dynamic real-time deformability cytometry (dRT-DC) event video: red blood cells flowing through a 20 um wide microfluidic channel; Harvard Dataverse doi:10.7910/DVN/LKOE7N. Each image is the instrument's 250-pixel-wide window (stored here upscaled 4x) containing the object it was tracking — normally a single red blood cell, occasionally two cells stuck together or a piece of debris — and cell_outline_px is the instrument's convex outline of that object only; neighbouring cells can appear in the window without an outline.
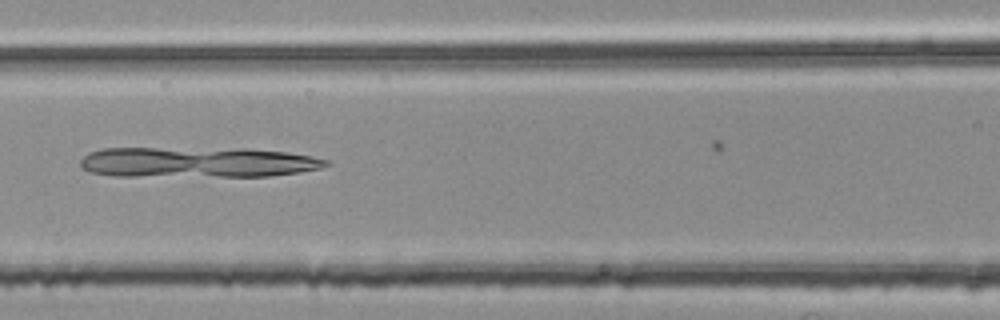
{"species": "common noctule bat (a hibernating species)", "species_latin": "Nyctalus noctula", "temperature_condition": "room temperature", "stored_images_in_passage": 30, "camera_frame_rate_fps": 3000, "um_per_image_px": 0.085, "animal": {"sex": "female", "body_mass_g": 25.1}, "frame": {"image": 1, "passage_image": 10, "time_ms": 3.0, "image_size_px": [1000, 320], "cell_outline_px": [[332, 164], [320, 168], [300, 172], [268, 176], [112, 176], [88, 172], [80, 168], [80, 160], [88, 152], [100, 148], [248, 148], [288, 152], [312, 156], [328, 160]], "centroid_in_image_um": [16.75, 13.78], "position_along_channel_um": 149.9, "area_um2": 44.27}}
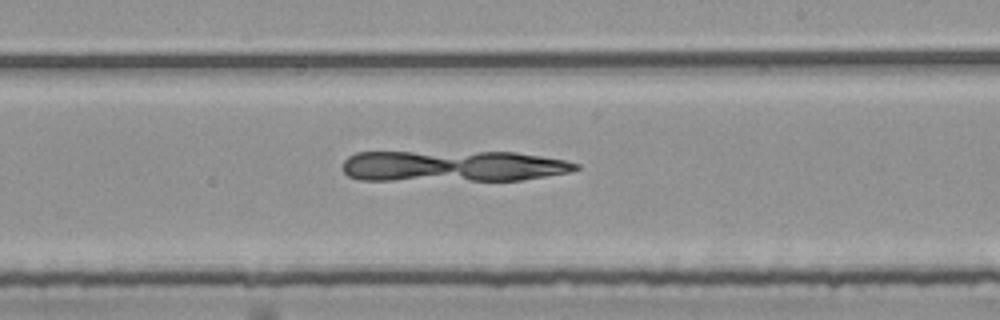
{"frame": {"image": 2, "passage_image": 18, "time_ms": 5.667, "image_size_px": [1000, 320], "cell_outline_px": [[580, 168], [568, 172], [520, 180], [360, 180], [348, 176], [344, 172], [344, 160], [348, 156], [356, 152], [516, 152], [564, 160], [580, 164]], "centroid_in_image_um": [38.47, 14.11], "position_along_channel_um": 250.5, "area_um2": 42.31}}
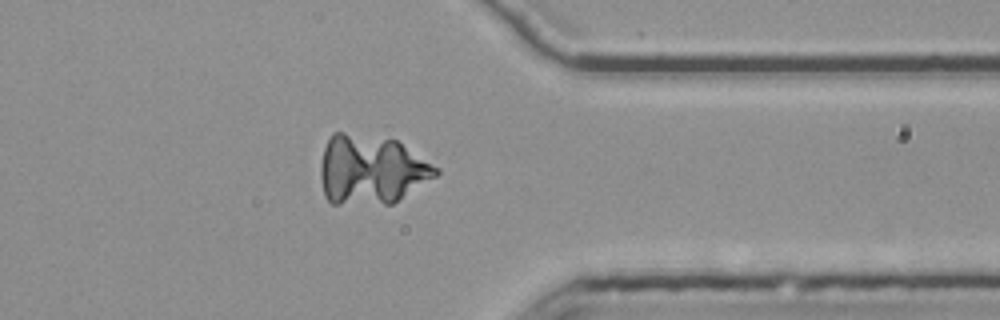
{"frame": {"image": 3, "passage_image": 29, "time_ms": 9.333, "image_size_px": [1000, 320], "cell_outline_px": [[440, 172], [436, 176], [392, 204], [332, 204], [324, 196], [320, 176], [320, 164], [324, 148], [332, 132], [344, 132], [396, 140], [440, 168]], "centroid_in_image_um": [31.53, 14.44], "position_along_channel_um": 379.9, "area_um2": 46.7}}